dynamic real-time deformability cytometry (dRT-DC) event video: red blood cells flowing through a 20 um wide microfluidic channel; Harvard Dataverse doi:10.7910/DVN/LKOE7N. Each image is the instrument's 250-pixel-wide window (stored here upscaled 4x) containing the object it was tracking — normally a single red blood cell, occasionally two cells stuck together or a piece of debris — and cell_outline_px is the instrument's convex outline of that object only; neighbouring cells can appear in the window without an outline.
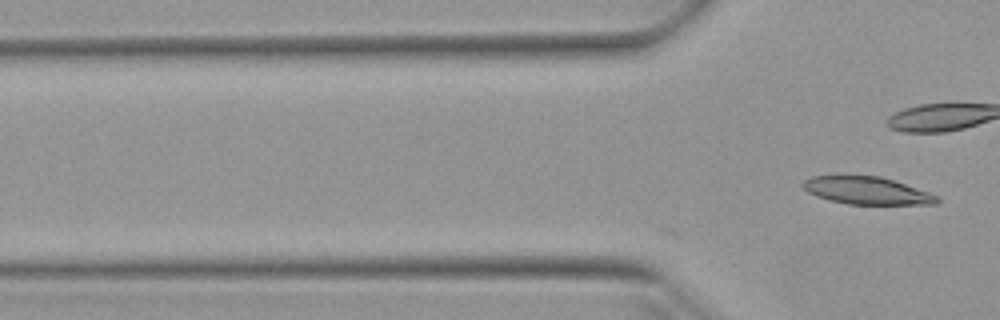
{"species": "Egyptian fruit bat (a non-hibernating species)", "species_latin": "Rousettus aegyptiacus", "temperature_condition": "warm", "stored_images_in_passage": 15, "camera_frame_rate_fps": 3000, "um_per_image_px": 0.085, "animal": {"sex": "female"}, "frame": {"image": 1, "passage_image": 15, "time_ms": 4.667, "image_size_px": [1000, 320], "cell_outline_px": [[940, 200], [936, 204], [848, 204], [828, 200], [816, 196], [808, 192], [800, 184], [804, 180], [812, 176], [880, 176], [928, 192], [936, 196]], "centroid_in_image_um": [73.63, 16.21], "position_along_channel_um": 52.2, "area_um2": 21.21}}